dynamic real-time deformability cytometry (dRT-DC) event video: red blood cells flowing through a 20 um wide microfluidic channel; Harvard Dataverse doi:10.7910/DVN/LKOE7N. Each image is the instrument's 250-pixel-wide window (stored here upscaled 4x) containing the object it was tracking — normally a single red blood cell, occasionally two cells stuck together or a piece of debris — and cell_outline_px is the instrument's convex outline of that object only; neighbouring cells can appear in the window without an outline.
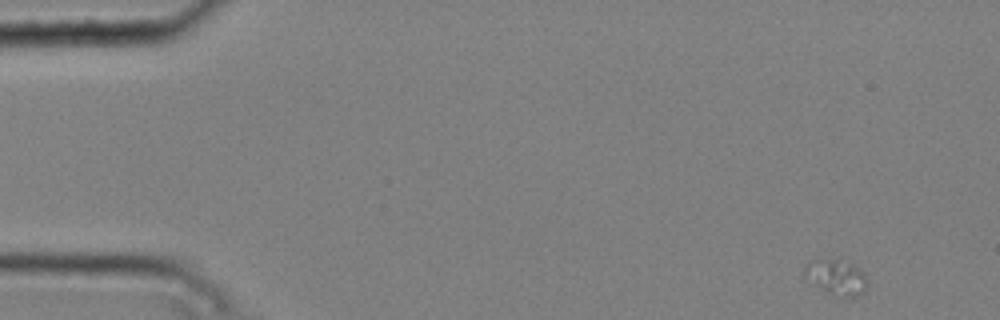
{"species": "common noctule bat (a hibernating species)", "species_latin": "Nyctalus noctula", "temperature_condition": "cold", "stored_images_in_passage": 4, "camera_frame_rate_fps": 3000, "um_per_image_px": 0.085, "animal": {"sex": "male", "body_mass_g": 20.4}, "frame": {"image": 1, "passage_image": 1, "time_ms": 0.0, "image_size_px": [1000, 320], "cell_outline_px": [[868, 284], [864, 292], [856, 296], [836, 296], [820, 288], [804, 276], [804, 268], [808, 264], [816, 260], [836, 260], [852, 264], [864, 272], [868, 280]], "centroid_in_image_um": [71.14, 23.58], "position_along_channel_um": 13.9, "area_um2": 12.54}}